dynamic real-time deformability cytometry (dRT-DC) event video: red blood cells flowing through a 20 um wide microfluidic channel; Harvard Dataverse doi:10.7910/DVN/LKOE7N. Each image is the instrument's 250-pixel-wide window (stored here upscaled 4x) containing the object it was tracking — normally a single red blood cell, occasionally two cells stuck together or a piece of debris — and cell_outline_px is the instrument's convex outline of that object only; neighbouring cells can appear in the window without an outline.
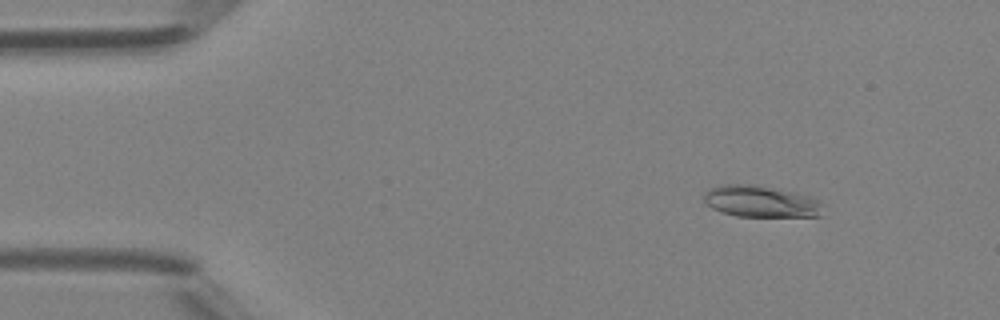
{"species": "Egyptian fruit bat (a non-hibernating species)", "species_latin": "Rousettus aegyptiacus", "temperature_condition": "room temperature", "stored_images_in_passage": 47, "camera_frame_rate_fps": 3000, "um_per_image_px": 0.085, "animal": {"sex": "female"}, "frame": {"image": 1, "passage_image": 5, "time_ms": 1.333, "image_size_px": [1000, 320], "cell_outline_px": [[820, 216], [736, 216], [712, 208], [704, 204], [704, 192], [708, 188], [720, 184], [756, 184], [796, 192], [820, 200]], "centroid_in_image_um": [64.6, 17.1], "position_along_channel_um": 20.4, "area_um2": 21.96}}
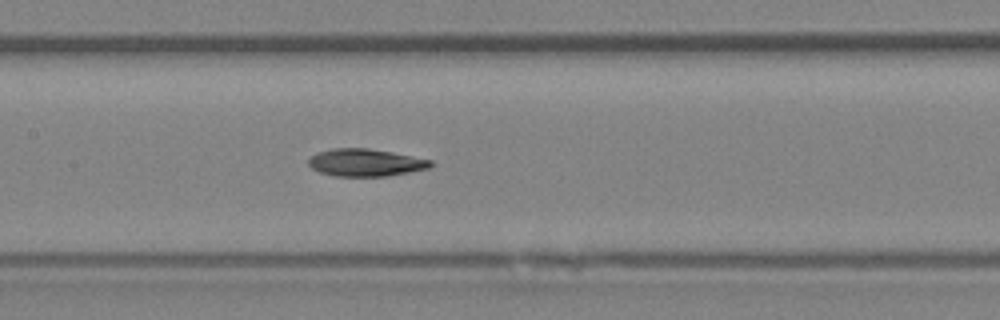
{"frame": {"image": 2, "passage_image": 22, "time_ms": 7.0, "image_size_px": [1000, 320], "cell_outline_px": [[432, 164], [428, 168], [388, 176], [336, 176], [320, 172], [312, 168], [308, 164], [308, 160], [312, 156], [320, 152], [332, 148], [368, 148], [392, 152], [432, 160]], "centroid_in_image_um": [31.06, 13.82], "position_along_channel_um": 176.3, "area_um2": 19.31}}
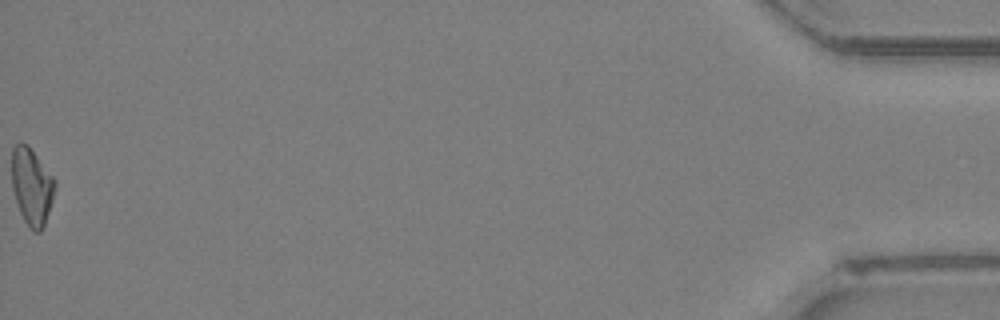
{"frame": {"image": 3, "passage_image": 47, "time_ms": 15.333, "image_size_px": [1000, 320], "cell_outline_px": [[56, 188], [44, 224], [40, 232], [32, 232], [28, 228], [20, 212], [12, 188], [12, 148], [16, 144], [28, 144], [56, 180]], "centroid_in_image_um": [2.7, 15.85], "position_along_channel_um": 432.5, "area_um2": 19.31}, "authors_computed_cell_mechanics": {"area_um2": 19.652, "velocity_mm_per_s": 4.3242, "shape_relaxation_time_tau1_ms": 3.9207, "shape_relaxation_time_tau2_ms": null, "deformation_change_tau1": 0.1486, "deformation_change_tau2": null}}